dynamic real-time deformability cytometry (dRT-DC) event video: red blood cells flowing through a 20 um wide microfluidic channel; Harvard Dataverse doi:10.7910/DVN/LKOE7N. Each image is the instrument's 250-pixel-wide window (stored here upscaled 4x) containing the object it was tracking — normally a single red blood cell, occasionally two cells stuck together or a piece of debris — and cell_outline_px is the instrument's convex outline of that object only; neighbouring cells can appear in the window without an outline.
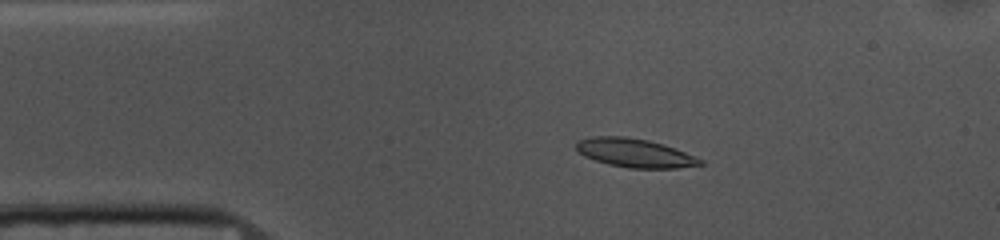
{"species": "common noctule bat (a hibernating species)", "species_latin": "Nyctalus noctula", "temperature_condition": "cold", "stored_images_in_passage": 15, "camera_frame_rate_fps": 3000, "um_per_image_px": 0.085, "animal": {"sex": "female", "body_mass_g": 10.0, "forearm_length_mm": 53.1}, "frame": {"image": 1, "passage_image": 9, "time_ms": 2.667, "image_size_px": [1000, 240], "cell_outline_px": [[704, 164], [676, 168], [628, 168], [608, 164], [584, 156], [576, 152], [576, 144], [580, 140], [592, 136], [624, 136], [648, 140], [696, 156], [704, 160]], "centroid_in_image_um": [53.93, 13.0], "position_along_channel_um": 31.1, "area_um2": 20.58}}